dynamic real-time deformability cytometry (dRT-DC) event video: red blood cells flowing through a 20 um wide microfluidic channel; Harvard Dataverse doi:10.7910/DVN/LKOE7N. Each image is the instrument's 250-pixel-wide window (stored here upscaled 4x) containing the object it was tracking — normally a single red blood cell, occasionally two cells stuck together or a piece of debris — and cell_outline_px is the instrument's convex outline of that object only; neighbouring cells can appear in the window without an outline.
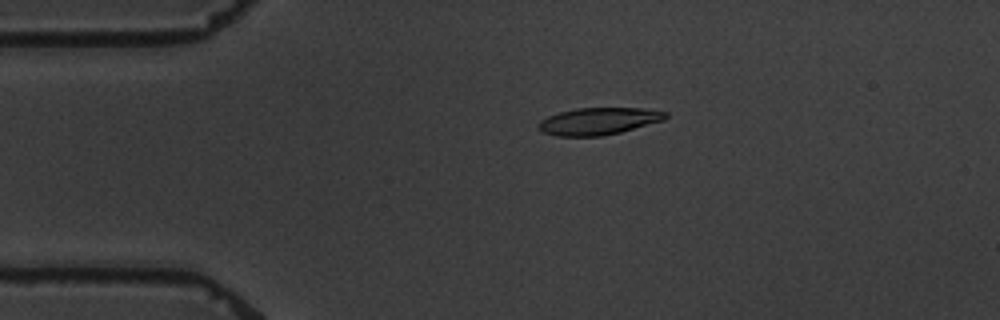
{"species": "common noctule bat (a hibernating species)", "species_latin": "Nyctalus noctula", "temperature_condition": "warm", "stored_images_in_passage": 5, "camera_frame_rate_fps": 3000, "um_per_image_px": 0.085, "animal": {"sex": "male", "body_mass_g": 19.5, "forearm_length_mm": 54.6}, "frame": {"image": 1, "passage_image": 3, "time_ms": 3.333, "image_size_px": [1000, 320], "cell_outline_px": [[668, 116], [664, 120], [620, 132], [600, 136], [556, 136], [540, 132], [536, 128], [536, 124], [540, 120], [548, 116], [560, 112], [576, 108], [644, 108], [668, 112]], "centroid_in_image_um": [50.83, 10.3], "position_along_channel_um": 34.2, "area_um2": 20.23}}
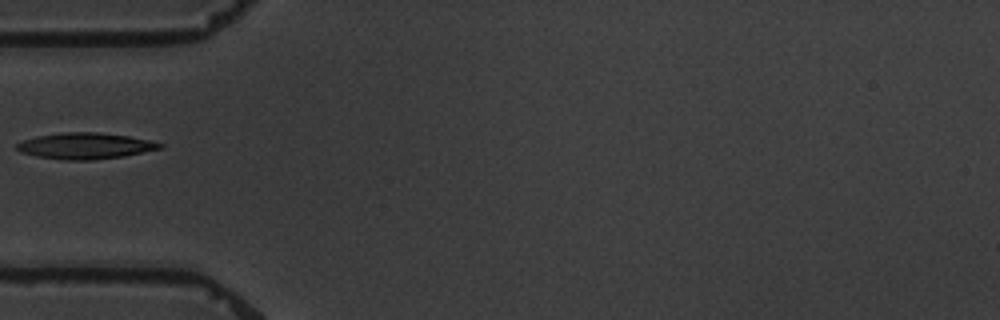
{"frame": {"image": 2, "passage_image": 5, "time_ms": 5.667, "image_size_px": [1000, 320], "cell_outline_px": [[164, 148], [124, 156], [92, 160], [68, 160], [36, 156], [20, 152], [16, 148], [16, 144], [24, 140], [36, 136], [60, 132], [96, 132], [128, 136], [148, 140], [164, 144]], "centroid_in_image_um": [7.25, 12.4], "position_along_channel_um": 77.8, "area_um2": 21.79}}